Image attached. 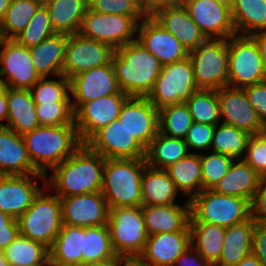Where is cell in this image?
Listing matches in <instances>:
<instances>
[{
	"label": "cell",
	"mask_w": 266,
	"mask_h": 266,
	"mask_svg": "<svg viewBox=\"0 0 266 266\" xmlns=\"http://www.w3.org/2000/svg\"><path fill=\"white\" fill-rule=\"evenodd\" d=\"M105 158L82 144L69 158L46 176L47 190L59 198L101 192Z\"/></svg>",
	"instance_id": "6da1fadb"
},
{
	"label": "cell",
	"mask_w": 266,
	"mask_h": 266,
	"mask_svg": "<svg viewBox=\"0 0 266 266\" xmlns=\"http://www.w3.org/2000/svg\"><path fill=\"white\" fill-rule=\"evenodd\" d=\"M111 62L120 90L129 97H147L163 68L137 40L117 48Z\"/></svg>",
	"instance_id": "7a4b0ae2"
},
{
	"label": "cell",
	"mask_w": 266,
	"mask_h": 266,
	"mask_svg": "<svg viewBox=\"0 0 266 266\" xmlns=\"http://www.w3.org/2000/svg\"><path fill=\"white\" fill-rule=\"evenodd\" d=\"M22 136L33 166L44 175L82 145L75 124L39 126Z\"/></svg>",
	"instance_id": "3957f363"
},
{
	"label": "cell",
	"mask_w": 266,
	"mask_h": 266,
	"mask_svg": "<svg viewBox=\"0 0 266 266\" xmlns=\"http://www.w3.org/2000/svg\"><path fill=\"white\" fill-rule=\"evenodd\" d=\"M145 158L106 159L103 166L101 193L109 209L142 206V172Z\"/></svg>",
	"instance_id": "277c9868"
},
{
	"label": "cell",
	"mask_w": 266,
	"mask_h": 266,
	"mask_svg": "<svg viewBox=\"0 0 266 266\" xmlns=\"http://www.w3.org/2000/svg\"><path fill=\"white\" fill-rule=\"evenodd\" d=\"M43 188L18 219L19 233L50 248L62 228L60 198Z\"/></svg>",
	"instance_id": "5b68a950"
},
{
	"label": "cell",
	"mask_w": 266,
	"mask_h": 266,
	"mask_svg": "<svg viewBox=\"0 0 266 266\" xmlns=\"http://www.w3.org/2000/svg\"><path fill=\"white\" fill-rule=\"evenodd\" d=\"M189 222L230 227L251 217L250 201L235 196L223 195L212 189L203 190L191 200Z\"/></svg>",
	"instance_id": "8992f818"
},
{
	"label": "cell",
	"mask_w": 266,
	"mask_h": 266,
	"mask_svg": "<svg viewBox=\"0 0 266 266\" xmlns=\"http://www.w3.org/2000/svg\"><path fill=\"white\" fill-rule=\"evenodd\" d=\"M266 80L259 46L252 36L228 39V86L244 88Z\"/></svg>",
	"instance_id": "52a82bcc"
},
{
	"label": "cell",
	"mask_w": 266,
	"mask_h": 266,
	"mask_svg": "<svg viewBox=\"0 0 266 266\" xmlns=\"http://www.w3.org/2000/svg\"><path fill=\"white\" fill-rule=\"evenodd\" d=\"M111 244L118 256H140L148 239L141 207L109 209Z\"/></svg>",
	"instance_id": "ba28073f"
},
{
	"label": "cell",
	"mask_w": 266,
	"mask_h": 266,
	"mask_svg": "<svg viewBox=\"0 0 266 266\" xmlns=\"http://www.w3.org/2000/svg\"><path fill=\"white\" fill-rule=\"evenodd\" d=\"M198 89L228 86V39H207L189 52Z\"/></svg>",
	"instance_id": "9c48e42d"
},
{
	"label": "cell",
	"mask_w": 266,
	"mask_h": 266,
	"mask_svg": "<svg viewBox=\"0 0 266 266\" xmlns=\"http://www.w3.org/2000/svg\"><path fill=\"white\" fill-rule=\"evenodd\" d=\"M197 90L193 66L188 56L163 66L147 98L159 110L168 105L186 102Z\"/></svg>",
	"instance_id": "30bf717a"
},
{
	"label": "cell",
	"mask_w": 266,
	"mask_h": 266,
	"mask_svg": "<svg viewBox=\"0 0 266 266\" xmlns=\"http://www.w3.org/2000/svg\"><path fill=\"white\" fill-rule=\"evenodd\" d=\"M138 23L132 18L87 9L80 34L110 45L114 50L137 40Z\"/></svg>",
	"instance_id": "8fae6325"
},
{
	"label": "cell",
	"mask_w": 266,
	"mask_h": 266,
	"mask_svg": "<svg viewBox=\"0 0 266 266\" xmlns=\"http://www.w3.org/2000/svg\"><path fill=\"white\" fill-rule=\"evenodd\" d=\"M115 50L108 44L83 37L67 35L63 75L69 80L81 72L111 62Z\"/></svg>",
	"instance_id": "7c38bea8"
},
{
	"label": "cell",
	"mask_w": 266,
	"mask_h": 266,
	"mask_svg": "<svg viewBox=\"0 0 266 266\" xmlns=\"http://www.w3.org/2000/svg\"><path fill=\"white\" fill-rule=\"evenodd\" d=\"M129 96L116 93L83 103L74 112L78 137L85 144L97 131L118 119L121 107Z\"/></svg>",
	"instance_id": "4fadbf2b"
},
{
	"label": "cell",
	"mask_w": 266,
	"mask_h": 266,
	"mask_svg": "<svg viewBox=\"0 0 266 266\" xmlns=\"http://www.w3.org/2000/svg\"><path fill=\"white\" fill-rule=\"evenodd\" d=\"M85 144L105 159H138L146 156V149L119 119L97 131Z\"/></svg>",
	"instance_id": "5bb4252c"
},
{
	"label": "cell",
	"mask_w": 266,
	"mask_h": 266,
	"mask_svg": "<svg viewBox=\"0 0 266 266\" xmlns=\"http://www.w3.org/2000/svg\"><path fill=\"white\" fill-rule=\"evenodd\" d=\"M0 76L11 88L31 89L41 78L36 72L29 48L15 39L0 38Z\"/></svg>",
	"instance_id": "9a60e30c"
},
{
	"label": "cell",
	"mask_w": 266,
	"mask_h": 266,
	"mask_svg": "<svg viewBox=\"0 0 266 266\" xmlns=\"http://www.w3.org/2000/svg\"><path fill=\"white\" fill-rule=\"evenodd\" d=\"M40 179L44 180L42 187ZM45 187L44 174L0 175V211L17 220Z\"/></svg>",
	"instance_id": "2e32d148"
},
{
	"label": "cell",
	"mask_w": 266,
	"mask_h": 266,
	"mask_svg": "<svg viewBox=\"0 0 266 266\" xmlns=\"http://www.w3.org/2000/svg\"><path fill=\"white\" fill-rule=\"evenodd\" d=\"M217 96L222 123L232 125L251 136L266 132V127L259 120L244 88L225 86L217 90Z\"/></svg>",
	"instance_id": "e0dca14e"
},
{
	"label": "cell",
	"mask_w": 266,
	"mask_h": 266,
	"mask_svg": "<svg viewBox=\"0 0 266 266\" xmlns=\"http://www.w3.org/2000/svg\"><path fill=\"white\" fill-rule=\"evenodd\" d=\"M183 6L206 39L236 35L230 6L217 0H185Z\"/></svg>",
	"instance_id": "ac0fdd59"
},
{
	"label": "cell",
	"mask_w": 266,
	"mask_h": 266,
	"mask_svg": "<svg viewBox=\"0 0 266 266\" xmlns=\"http://www.w3.org/2000/svg\"><path fill=\"white\" fill-rule=\"evenodd\" d=\"M70 93L74 112L83 104L120 90L112 62L79 73L70 79ZM73 97V98H72Z\"/></svg>",
	"instance_id": "d6986e66"
},
{
	"label": "cell",
	"mask_w": 266,
	"mask_h": 266,
	"mask_svg": "<svg viewBox=\"0 0 266 266\" xmlns=\"http://www.w3.org/2000/svg\"><path fill=\"white\" fill-rule=\"evenodd\" d=\"M63 225L91 227L107 225L109 206L101 192L60 198Z\"/></svg>",
	"instance_id": "ffe728a7"
},
{
	"label": "cell",
	"mask_w": 266,
	"mask_h": 266,
	"mask_svg": "<svg viewBox=\"0 0 266 266\" xmlns=\"http://www.w3.org/2000/svg\"><path fill=\"white\" fill-rule=\"evenodd\" d=\"M118 119L145 149L159 132V111L147 97H128Z\"/></svg>",
	"instance_id": "44dd1931"
},
{
	"label": "cell",
	"mask_w": 266,
	"mask_h": 266,
	"mask_svg": "<svg viewBox=\"0 0 266 266\" xmlns=\"http://www.w3.org/2000/svg\"><path fill=\"white\" fill-rule=\"evenodd\" d=\"M136 36L137 41L155 55L163 66L189 56V51L180 41L150 15L138 24Z\"/></svg>",
	"instance_id": "7402d4cb"
},
{
	"label": "cell",
	"mask_w": 266,
	"mask_h": 266,
	"mask_svg": "<svg viewBox=\"0 0 266 266\" xmlns=\"http://www.w3.org/2000/svg\"><path fill=\"white\" fill-rule=\"evenodd\" d=\"M150 16L175 36L189 52L207 40L184 6L161 7Z\"/></svg>",
	"instance_id": "603a6c76"
},
{
	"label": "cell",
	"mask_w": 266,
	"mask_h": 266,
	"mask_svg": "<svg viewBox=\"0 0 266 266\" xmlns=\"http://www.w3.org/2000/svg\"><path fill=\"white\" fill-rule=\"evenodd\" d=\"M148 235L168 232H190V200L184 204L141 206Z\"/></svg>",
	"instance_id": "cb8c5ba5"
},
{
	"label": "cell",
	"mask_w": 266,
	"mask_h": 266,
	"mask_svg": "<svg viewBox=\"0 0 266 266\" xmlns=\"http://www.w3.org/2000/svg\"><path fill=\"white\" fill-rule=\"evenodd\" d=\"M191 245L190 232H168L148 235L140 257L150 266H173Z\"/></svg>",
	"instance_id": "d4e9b609"
},
{
	"label": "cell",
	"mask_w": 266,
	"mask_h": 266,
	"mask_svg": "<svg viewBox=\"0 0 266 266\" xmlns=\"http://www.w3.org/2000/svg\"><path fill=\"white\" fill-rule=\"evenodd\" d=\"M42 174L32 164L23 136L0 126V175Z\"/></svg>",
	"instance_id": "484cf974"
},
{
	"label": "cell",
	"mask_w": 266,
	"mask_h": 266,
	"mask_svg": "<svg viewBox=\"0 0 266 266\" xmlns=\"http://www.w3.org/2000/svg\"><path fill=\"white\" fill-rule=\"evenodd\" d=\"M8 117L4 126L23 135L38 128L39 120L29 89L6 88Z\"/></svg>",
	"instance_id": "4316f807"
},
{
	"label": "cell",
	"mask_w": 266,
	"mask_h": 266,
	"mask_svg": "<svg viewBox=\"0 0 266 266\" xmlns=\"http://www.w3.org/2000/svg\"><path fill=\"white\" fill-rule=\"evenodd\" d=\"M261 178L243 159H234L227 174L212 190L223 195L245 198L251 202Z\"/></svg>",
	"instance_id": "83f0119b"
},
{
	"label": "cell",
	"mask_w": 266,
	"mask_h": 266,
	"mask_svg": "<svg viewBox=\"0 0 266 266\" xmlns=\"http://www.w3.org/2000/svg\"><path fill=\"white\" fill-rule=\"evenodd\" d=\"M67 35L54 34L29 48L34 68L40 77L63 74Z\"/></svg>",
	"instance_id": "f1b7e54d"
},
{
	"label": "cell",
	"mask_w": 266,
	"mask_h": 266,
	"mask_svg": "<svg viewBox=\"0 0 266 266\" xmlns=\"http://www.w3.org/2000/svg\"><path fill=\"white\" fill-rule=\"evenodd\" d=\"M142 206L174 205L180 193L165 169L146 165L142 172Z\"/></svg>",
	"instance_id": "f546056e"
},
{
	"label": "cell",
	"mask_w": 266,
	"mask_h": 266,
	"mask_svg": "<svg viewBox=\"0 0 266 266\" xmlns=\"http://www.w3.org/2000/svg\"><path fill=\"white\" fill-rule=\"evenodd\" d=\"M83 236H85V227L62 225L49 248L51 265L79 266L82 264Z\"/></svg>",
	"instance_id": "4dcf8cb0"
},
{
	"label": "cell",
	"mask_w": 266,
	"mask_h": 266,
	"mask_svg": "<svg viewBox=\"0 0 266 266\" xmlns=\"http://www.w3.org/2000/svg\"><path fill=\"white\" fill-rule=\"evenodd\" d=\"M47 7L54 32L73 35L80 32L87 0H43Z\"/></svg>",
	"instance_id": "1f68e13d"
},
{
	"label": "cell",
	"mask_w": 266,
	"mask_h": 266,
	"mask_svg": "<svg viewBox=\"0 0 266 266\" xmlns=\"http://www.w3.org/2000/svg\"><path fill=\"white\" fill-rule=\"evenodd\" d=\"M255 221L250 217L241 223L225 227L223 250L216 266H235L251 254Z\"/></svg>",
	"instance_id": "d6a6232c"
},
{
	"label": "cell",
	"mask_w": 266,
	"mask_h": 266,
	"mask_svg": "<svg viewBox=\"0 0 266 266\" xmlns=\"http://www.w3.org/2000/svg\"><path fill=\"white\" fill-rule=\"evenodd\" d=\"M178 191L191 200L203 191L200 153L190 152L183 159L165 168Z\"/></svg>",
	"instance_id": "836d02e7"
},
{
	"label": "cell",
	"mask_w": 266,
	"mask_h": 266,
	"mask_svg": "<svg viewBox=\"0 0 266 266\" xmlns=\"http://www.w3.org/2000/svg\"><path fill=\"white\" fill-rule=\"evenodd\" d=\"M191 246L205 260L215 264L221 257L225 227L205 222H189Z\"/></svg>",
	"instance_id": "e575fe53"
},
{
	"label": "cell",
	"mask_w": 266,
	"mask_h": 266,
	"mask_svg": "<svg viewBox=\"0 0 266 266\" xmlns=\"http://www.w3.org/2000/svg\"><path fill=\"white\" fill-rule=\"evenodd\" d=\"M189 153L184 139L170 137L158 132L146 149L145 159L148 166L165 169Z\"/></svg>",
	"instance_id": "d590c367"
},
{
	"label": "cell",
	"mask_w": 266,
	"mask_h": 266,
	"mask_svg": "<svg viewBox=\"0 0 266 266\" xmlns=\"http://www.w3.org/2000/svg\"><path fill=\"white\" fill-rule=\"evenodd\" d=\"M231 11L236 34L253 36L266 30V0H237Z\"/></svg>",
	"instance_id": "8d00e7d4"
},
{
	"label": "cell",
	"mask_w": 266,
	"mask_h": 266,
	"mask_svg": "<svg viewBox=\"0 0 266 266\" xmlns=\"http://www.w3.org/2000/svg\"><path fill=\"white\" fill-rule=\"evenodd\" d=\"M2 252L10 266L51 265L49 248L20 233Z\"/></svg>",
	"instance_id": "74e56055"
},
{
	"label": "cell",
	"mask_w": 266,
	"mask_h": 266,
	"mask_svg": "<svg viewBox=\"0 0 266 266\" xmlns=\"http://www.w3.org/2000/svg\"><path fill=\"white\" fill-rule=\"evenodd\" d=\"M43 0H11L0 24V38L14 39L27 25Z\"/></svg>",
	"instance_id": "f35d334b"
},
{
	"label": "cell",
	"mask_w": 266,
	"mask_h": 266,
	"mask_svg": "<svg viewBox=\"0 0 266 266\" xmlns=\"http://www.w3.org/2000/svg\"><path fill=\"white\" fill-rule=\"evenodd\" d=\"M250 136L245 131L221 122L215 126L211 151L242 159Z\"/></svg>",
	"instance_id": "ab89813d"
},
{
	"label": "cell",
	"mask_w": 266,
	"mask_h": 266,
	"mask_svg": "<svg viewBox=\"0 0 266 266\" xmlns=\"http://www.w3.org/2000/svg\"><path fill=\"white\" fill-rule=\"evenodd\" d=\"M119 258L114 252L108 225L85 227L82 263Z\"/></svg>",
	"instance_id": "60d3db41"
},
{
	"label": "cell",
	"mask_w": 266,
	"mask_h": 266,
	"mask_svg": "<svg viewBox=\"0 0 266 266\" xmlns=\"http://www.w3.org/2000/svg\"><path fill=\"white\" fill-rule=\"evenodd\" d=\"M185 103L193 122L214 126L221 123L217 90L199 89Z\"/></svg>",
	"instance_id": "b9f144b4"
},
{
	"label": "cell",
	"mask_w": 266,
	"mask_h": 266,
	"mask_svg": "<svg viewBox=\"0 0 266 266\" xmlns=\"http://www.w3.org/2000/svg\"><path fill=\"white\" fill-rule=\"evenodd\" d=\"M158 111L159 132L170 137L184 139L193 122L187 104L185 102L172 104Z\"/></svg>",
	"instance_id": "7bdbcfd3"
},
{
	"label": "cell",
	"mask_w": 266,
	"mask_h": 266,
	"mask_svg": "<svg viewBox=\"0 0 266 266\" xmlns=\"http://www.w3.org/2000/svg\"><path fill=\"white\" fill-rule=\"evenodd\" d=\"M56 34L47 7L42 3L26 27L14 38L19 44L30 48Z\"/></svg>",
	"instance_id": "ee69618b"
},
{
	"label": "cell",
	"mask_w": 266,
	"mask_h": 266,
	"mask_svg": "<svg viewBox=\"0 0 266 266\" xmlns=\"http://www.w3.org/2000/svg\"><path fill=\"white\" fill-rule=\"evenodd\" d=\"M59 79L41 77L31 89H29L35 104L52 103L58 101H71L70 80L63 74Z\"/></svg>",
	"instance_id": "f6af8a7d"
},
{
	"label": "cell",
	"mask_w": 266,
	"mask_h": 266,
	"mask_svg": "<svg viewBox=\"0 0 266 266\" xmlns=\"http://www.w3.org/2000/svg\"><path fill=\"white\" fill-rule=\"evenodd\" d=\"M202 188L213 189L221 178L227 174L234 158L220 153L201 154Z\"/></svg>",
	"instance_id": "bcb514c9"
},
{
	"label": "cell",
	"mask_w": 266,
	"mask_h": 266,
	"mask_svg": "<svg viewBox=\"0 0 266 266\" xmlns=\"http://www.w3.org/2000/svg\"><path fill=\"white\" fill-rule=\"evenodd\" d=\"M88 9L103 14L132 17L138 24L148 15L136 0H87Z\"/></svg>",
	"instance_id": "7dc6e473"
},
{
	"label": "cell",
	"mask_w": 266,
	"mask_h": 266,
	"mask_svg": "<svg viewBox=\"0 0 266 266\" xmlns=\"http://www.w3.org/2000/svg\"><path fill=\"white\" fill-rule=\"evenodd\" d=\"M35 110L40 126L74 124L72 101L36 104Z\"/></svg>",
	"instance_id": "c3c4849f"
},
{
	"label": "cell",
	"mask_w": 266,
	"mask_h": 266,
	"mask_svg": "<svg viewBox=\"0 0 266 266\" xmlns=\"http://www.w3.org/2000/svg\"><path fill=\"white\" fill-rule=\"evenodd\" d=\"M242 159L261 177H266V132L250 136Z\"/></svg>",
	"instance_id": "681fc988"
},
{
	"label": "cell",
	"mask_w": 266,
	"mask_h": 266,
	"mask_svg": "<svg viewBox=\"0 0 266 266\" xmlns=\"http://www.w3.org/2000/svg\"><path fill=\"white\" fill-rule=\"evenodd\" d=\"M215 126L192 122L184 141L189 151L191 150H211Z\"/></svg>",
	"instance_id": "f907efd6"
},
{
	"label": "cell",
	"mask_w": 266,
	"mask_h": 266,
	"mask_svg": "<svg viewBox=\"0 0 266 266\" xmlns=\"http://www.w3.org/2000/svg\"><path fill=\"white\" fill-rule=\"evenodd\" d=\"M244 90L259 120L266 127V80L244 87Z\"/></svg>",
	"instance_id": "816d5d0a"
},
{
	"label": "cell",
	"mask_w": 266,
	"mask_h": 266,
	"mask_svg": "<svg viewBox=\"0 0 266 266\" xmlns=\"http://www.w3.org/2000/svg\"><path fill=\"white\" fill-rule=\"evenodd\" d=\"M251 218L256 223L266 224V177H262L250 202Z\"/></svg>",
	"instance_id": "f5cc1de1"
},
{
	"label": "cell",
	"mask_w": 266,
	"mask_h": 266,
	"mask_svg": "<svg viewBox=\"0 0 266 266\" xmlns=\"http://www.w3.org/2000/svg\"><path fill=\"white\" fill-rule=\"evenodd\" d=\"M18 235V221L0 211V252H2Z\"/></svg>",
	"instance_id": "db71d44e"
},
{
	"label": "cell",
	"mask_w": 266,
	"mask_h": 266,
	"mask_svg": "<svg viewBox=\"0 0 266 266\" xmlns=\"http://www.w3.org/2000/svg\"><path fill=\"white\" fill-rule=\"evenodd\" d=\"M263 266H266V224L255 223L252 236V249Z\"/></svg>",
	"instance_id": "11a10c76"
},
{
	"label": "cell",
	"mask_w": 266,
	"mask_h": 266,
	"mask_svg": "<svg viewBox=\"0 0 266 266\" xmlns=\"http://www.w3.org/2000/svg\"><path fill=\"white\" fill-rule=\"evenodd\" d=\"M173 266H216L212 261L205 260L190 245L175 261Z\"/></svg>",
	"instance_id": "9f6ffc18"
},
{
	"label": "cell",
	"mask_w": 266,
	"mask_h": 266,
	"mask_svg": "<svg viewBox=\"0 0 266 266\" xmlns=\"http://www.w3.org/2000/svg\"><path fill=\"white\" fill-rule=\"evenodd\" d=\"M117 266H150L140 256H119Z\"/></svg>",
	"instance_id": "6f0895ef"
},
{
	"label": "cell",
	"mask_w": 266,
	"mask_h": 266,
	"mask_svg": "<svg viewBox=\"0 0 266 266\" xmlns=\"http://www.w3.org/2000/svg\"><path fill=\"white\" fill-rule=\"evenodd\" d=\"M185 0H150V14L165 6H183Z\"/></svg>",
	"instance_id": "680465c9"
},
{
	"label": "cell",
	"mask_w": 266,
	"mask_h": 266,
	"mask_svg": "<svg viewBox=\"0 0 266 266\" xmlns=\"http://www.w3.org/2000/svg\"><path fill=\"white\" fill-rule=\"evenodd\" d=\"M8 117V108H7V98H6V90L0 96V126H4L2 120L7 121Z\"/></svg>",
	"instance_id": "91938a15"
},
{
	"label": "cell",
	"mask_w": 266,
	"mask_h": 266,
	"mask_svg": "<svg viewBox=\"0 0 266 266\" xmlns=\"http://www.w3.org/2000/svg\"><path fill=\"white\" fill-rule=\"evenodd\" d=\"M118 258L106 259L103 261H91L80 264L79 266H117Z\"/></svg>",
	"instance_id": "94428289"
},
{
	"label": "cell",
	"mask_w": 266,
	"mask_h": 266,
	"mask_svg": "<svg viewBox=\"0 0 266 266\" xmlns=\"http://www.w3.org/2000/svg\"><path fill=\"white\" fill-rule=\"evenodd\" d=\"M235 266H263L258 258L254 254H249L244 257L239 263Z\"/></svg>",
	"instance_id": "6125c7cd"
},
{
	"label": "cell",
	"mask_w": 266,
	"mask_h": 266,
	"mask_svg": "<svg viewBox=\"0 0 266 266\" xmlns=\"http://www.w3.org/2000/svg\"><path fill=\"white\" fill-rule=\"evenodd\" d=\"M252 37L256 40L259 48H266V30L262 33L254 34Z\"/></svg>",
	"instance_id": "be15d7a7"
},
{
	"label": "cell",
	"mask_w": 266,
	"mask_h": 266,
	"mask_svg": "<svg viewBox=\"0 0 266 266\" xmlns=\"http://www.w3.org/2000/svg\"><path fill=\"white\" fill-rule=\"evenodd\" d=\"M11 0H0V24L2 23Z\"/></svg>",
	"instance_id": "e7e4bbea"
},
{
	"label": "cell",
	"mask_w": 266,
	"mask_h": 266,
	"mask_svg": "<svg viewBox=\"0 0 266 266\" xmlns=\"http://www.w3.org/2000/svg\"><path fill=\"white\" fill-rule=\"evenodd\" d=\"M140 3L146 10V13L150 15V0H136Z\"/></svg>",
	"instance_id": "03108f58"
},
{
	"label": "cell",
	"mask_w": 266,
	"mask_h": 266,
	"mask_svg": "<svg viewBox=\"0 0 266 266\" xmlns=\"http://www.w3.org/2000/svg\"><path fill=\"white\" fill-rule=\"evenodd\" d=\"M0 266H10V263L5 258L3 252H0Z\"/></svg>",
	"instance_id": "003e7915"
},
{
	"label": "cell",
	"mask_w": 266,
	"mask_h": 266,
	"mask_svg": "<svg viewBox=\"0 0 266 266\" xmlns=\"http://www.w3.org/2000/svg\"><path fill=\"white\" fill-rule=\"evenodd\" d=\"M7 85L4 79L0 76V96L5 92Z\"/></svg>",
	"instance_id": "a7ac6f4b"
},
{
	"label": "cell",
	"mask_w": 266,
	"mask_h": 266,
	"mask_svg": "<svg viewBox=\"0 0 266 266\" xmlns=\"http://www.w3.org/2000/svg\"><path fill=\"white\" fill-rule=\"evenodd\" d=\"M259 49H260V53H261L264 66L266 68V48H259Z\"/></svg>",
	"instance_id": "89a4df30"
},
{
	"label": "cell",
	"mask_w": 266,
	"mask_h": 266,
	"mask_svg": "<svg viewBox=\"0 0 266 266\" xmlns=\"http://www.w3.org/2000/svg\"><path fill=\"white\" fill-rule=\"evenodd\" d=\"M217 1L232 7L236 3L237 0H217Z\"/></svg>",
	"instance_id": "2644e50d"
}]
</instances>
